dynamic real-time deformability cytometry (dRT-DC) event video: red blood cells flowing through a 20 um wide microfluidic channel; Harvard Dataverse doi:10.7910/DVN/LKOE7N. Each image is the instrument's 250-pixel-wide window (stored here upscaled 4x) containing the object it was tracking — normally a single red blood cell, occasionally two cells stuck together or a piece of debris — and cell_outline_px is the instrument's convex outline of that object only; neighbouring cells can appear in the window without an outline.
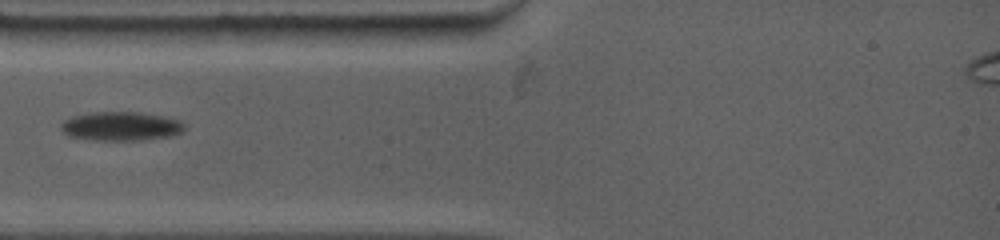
{"species": "common noctule bat (a hibernating species)", "species_latin": "Nyctalus noctula", "temperature_condition": "warm", "stored_images_in_passage": 5, "camera_frame_rate_fps": 4500, "um_per_image_px": 0.085, "animal": {"sex": "female", "body_mass_g": 19.0, "forearm_length_mm": 53.3}, "frame": {"image": 1, "passage_image": 4, "time_ms": 2.444, "image_size_px": [1000, 240], "cell_outline_px": [[184, 128], [180, 132], [168, 136], [140, 140], [96, 140], [68, 136], [60, 128], [60, 124], [64, 120], [72, 116], [96, 112], [136, 112], [160, 116], [180, 120], [184, 124]], "centroid_in_image_um": [10.23, 10.73], "position_along_channel_um": 74.8, "area_um2": 20.52}}